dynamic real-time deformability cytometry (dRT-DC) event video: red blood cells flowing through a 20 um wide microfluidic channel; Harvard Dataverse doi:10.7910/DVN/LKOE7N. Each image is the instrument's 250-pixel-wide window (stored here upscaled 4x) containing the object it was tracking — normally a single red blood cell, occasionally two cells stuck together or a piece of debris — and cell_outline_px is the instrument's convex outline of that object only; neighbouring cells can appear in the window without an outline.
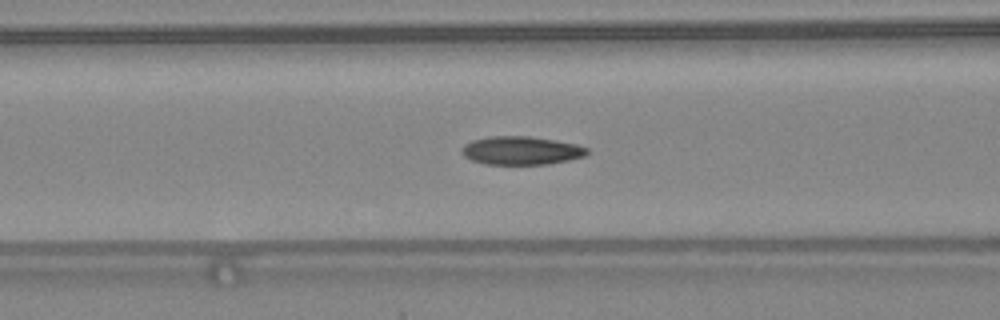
{"species": "common noctule bat (a hibernating species)", "species_latin": "Nyctalus noctula", "temperature_condition": "warm", "stored_images_in_passage": 43, "camera_frame_rate_fps": 3000, "um_per_image_px": 0.085, "animal": {"sex": "female", "body_mass_g": 24.6, "forearm_length_mm": 56.2}, "frame": {"image": 1, "passage_image": 20, "time_ms": 6.333, "image_size_px": [1000, 320], "cell_outline_px": [[588, 152], [584, 156], [568, 160], [548, 164], [484, 164], [472, 160], [464, 156], [460, 152], [460, 148], [464, 144], [472, 140], [492, 136], [528, 136], [556, 140], [576, 144], [588, 148]], "centroid_in_image_um": [44.27, 12.79], "position_along_channel_um": 122.3, "area_um2": 20.75}, "authors_computed_cell_mechanics": {"area_um2": 20.23, "velocity_mm_per_s": 4.3808, "shape_relaxation_time_tau1_ms": 6.2819, "shape_relaxation_time_tau2_ms": 2.1502, "deformation_change_tau1": 0.1776, "deformation_change_tau2": 0.0686}}